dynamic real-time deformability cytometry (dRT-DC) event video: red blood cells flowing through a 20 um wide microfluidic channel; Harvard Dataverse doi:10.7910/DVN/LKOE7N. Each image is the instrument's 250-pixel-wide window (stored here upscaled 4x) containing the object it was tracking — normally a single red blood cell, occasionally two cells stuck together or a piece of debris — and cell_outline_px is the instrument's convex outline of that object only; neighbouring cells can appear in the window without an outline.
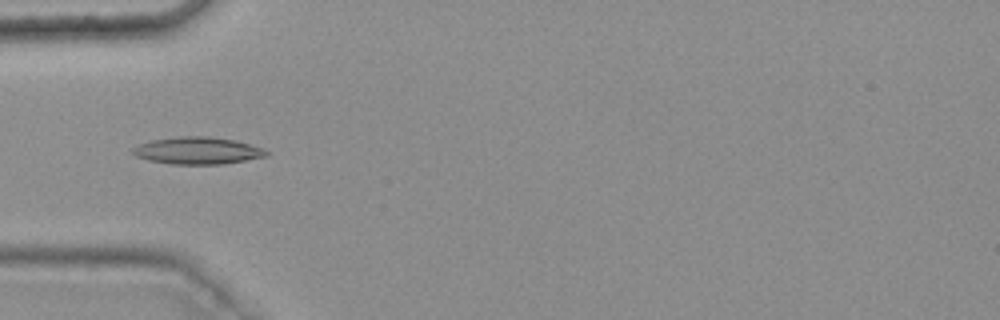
{"species": "common noctule bat (a hibernating species)", "species_latin": "Nyctalus noctula", "temperature_condition": "warm", "stored_images_in_passage": 48, "camera_frame_rate_fps": 3000, "um_per_image_px": 0.085, "animal": {"sex": "female", "body_mass_g": 25.1}, "frame": {"image": 1, "passage_image": 18, "time_ms": 5.667, "image_size_px": [1000, 320], "cell_outline_px": [[268, 156], [224, 164], [172, 164], [148, 160], [136, 156], [132, 152], [132, 148], [140, 144], [152, 140], [180, 136], [208, 136], [236, 140], [264, 148], [268, 152]], "centroid_in_image_um": [16.82, 12.8], "position_along_channel_um": 68.2, "area_um2": 21.15}}
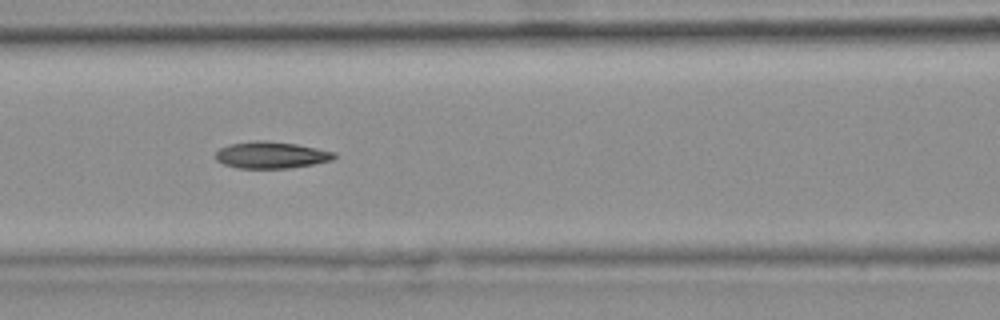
{"frame": {"image": 2, "passage_image": 24, "time_ms": 7.667, "image_size_px": [1000, 320], "cell_outline_px": [[336, 156], [332, 160], [312, 164], [288, 168], [236, 168], [224, 164], [216, 160], [216, 152], [220, 148], [228, 144], [256, 140], [264, 140], [296, 144], [336, 152]], "centroid_in_image_um": [23.03, 13.17], "position_along_channel_um": 143.6, "area_um2": 18.44}}
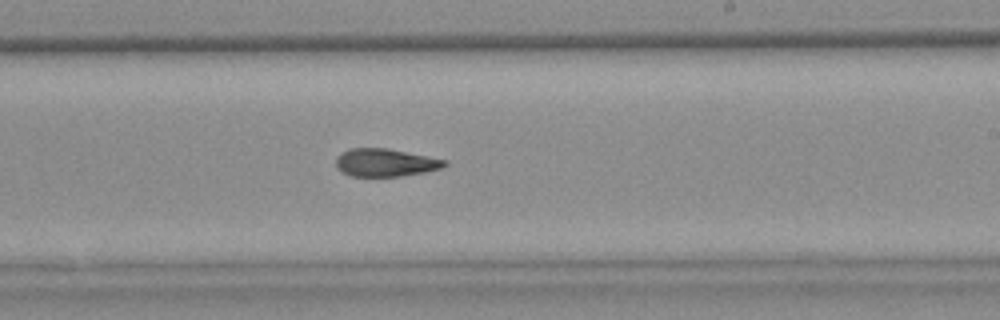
{"frame": {"image": 3, "passage_image": 33, "time_ms": 10.667, "image_size_px": [1000, 320], "cell_outline_px": [[448, 164], [440, 168], [424, 172], [400, 176], [352, 176], [336, 168], [336, 156], [340, 152], [348, 148], [388, 148], [448, 160]], "centroid_in_image_um": [32.73, 13.8], "position_along_channel_um": 256.3, "area_um2": 17.69}, "authors_computed_cell_mechanics": {"area_um2": 18.5827, "velocity_mm_per_s": 3.7672, "shape_relaxation_time_tau1_ms": null, "shape_relaxation_time_tau2_ms": 4.0436, "deformation_change_tau1": null, "deformation_change_tau2": 0.1154}}